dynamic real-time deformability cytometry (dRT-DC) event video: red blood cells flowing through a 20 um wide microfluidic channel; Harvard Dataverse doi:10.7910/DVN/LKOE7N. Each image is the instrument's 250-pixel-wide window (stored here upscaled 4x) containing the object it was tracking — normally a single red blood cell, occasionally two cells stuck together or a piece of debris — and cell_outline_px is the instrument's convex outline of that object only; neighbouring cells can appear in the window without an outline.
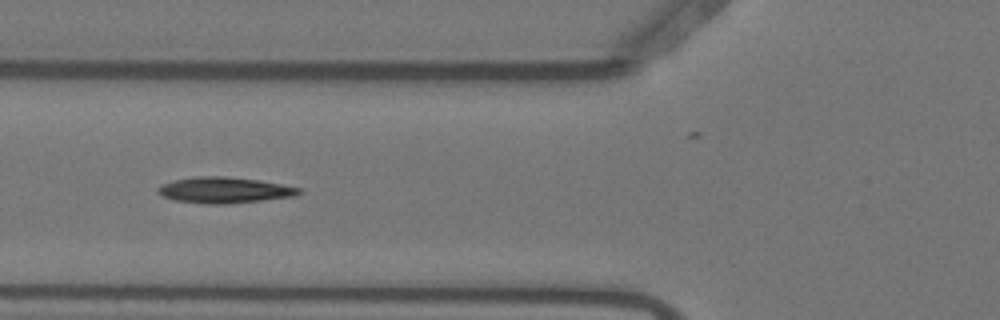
{"species": "Egyptian fruit bat (a non-hibernating species)", "species_latin": "Rousettus aegyptiacus", "temperature_condition": "warm", "stored_images_in_passage": 10, "camera_frame_rate_fps": 3000, "um_per_image_px": 0.085, "animal": {"sex": "female"}, "frame": {"image": 1, "passage_image": 5, "time_ms": 1.333, "image_size_px": [1000, 320], "cell_outline_px": [[304, 192], [296, 196], [264, 200], [224, 204], [208, 204], [176, 200], [164, 196], [156, 192], [156, 188], [160, 184], [172, 180], [196, 176], [224, 176], [256, 180], [280, 184], [300, 188]], "centroid_in_image_um": [19.05, 16.16], "position_along_channel_um": 106.7, "area_um2": 21.33}}
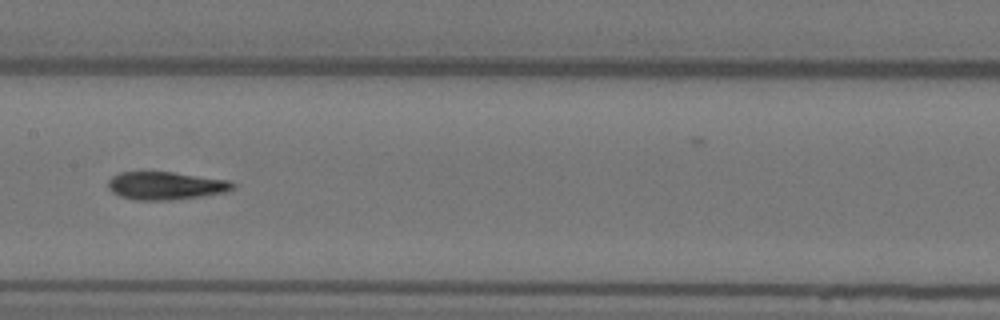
{"frame": {"image": 2, "passage_image": 7, "time_ms": 2.0, "image_size_px": [1000, 320], "cell_outline_px": [[236, 188], [228, 192], [172, 200], [132, 200], [120, 196], [112, 192], [108, 188], [108, 180], [112, 176], [120, 172], [172, 172], [228, 180], [236, 184]], "centroid_in_image_um": [14.09, 15.79], "position_along_channel_um": 193.3, "area_um2": 20.4}}
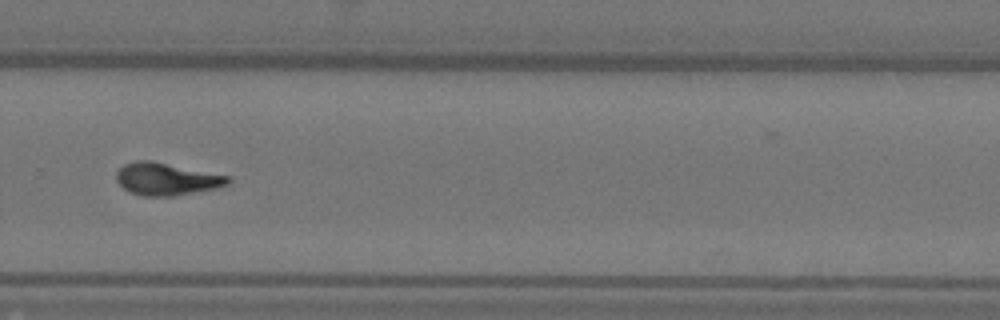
{"frame": {"image": 3, "passage_image": 10, "time_ms": 3.0, "image_size_px": [1000, 320], "cell_outline_px": [[232, 180], [228, 184], [216, 188], [172, 196], [144, 196], [128, 192], [116, 180], [116, 172], [124, 164], [136, 160], [148, 160], [228, 176]], "centroid_in_image_um": [14.11, 15.22], "position_along_channel_um": 315.7, "area_um2": 20.75}}